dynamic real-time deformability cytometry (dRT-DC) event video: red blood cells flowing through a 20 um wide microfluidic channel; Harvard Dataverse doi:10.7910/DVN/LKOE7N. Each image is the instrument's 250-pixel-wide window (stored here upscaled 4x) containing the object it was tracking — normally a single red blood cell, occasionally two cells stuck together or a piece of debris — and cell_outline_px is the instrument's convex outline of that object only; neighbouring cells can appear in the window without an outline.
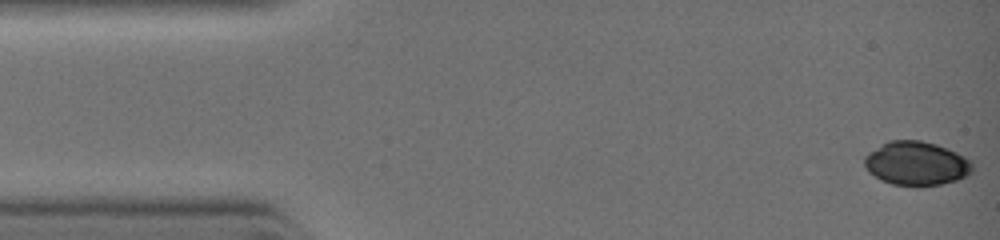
{"species": "common noctule bat (a hibernating species)", "species_latin": "Nyctalus noctula", "temperature_condition": "warm", "stored_images_in_passage": 13, "camera_frame_rate_fps": 3000, "um_per_image_px": 0.085, "animal": {"sex": "female", "body_mass_g": 19.0, "forearm_length_mm": 51.5}, "frame": {"image": 1, "passage_image": 1, "time_ms": 0.0, "image_size_px": [1000, 240], "cell_outline_px": [[972, 168], [964, 176], [956, 180], [940, 184], [892, 184], [880, 180], [864, 164], [864, 160], [872, 152], [888, 140], [920, 140], [936, 144], [956, 152], [968, 160], [972, 164]], "centroid_in_image_um": [77.89, 13.87], "position_along_channel_um": 7.1, "area_um2": 26.47}}
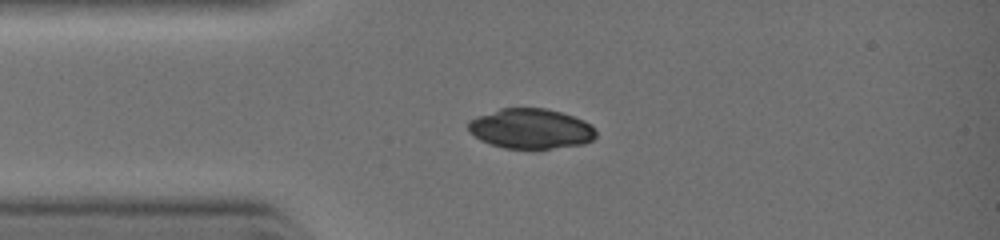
{"frame": {"image": 2, "passage_image": 8, "time_ms": 2.333, "image_size_px": [1000, 240], "cell_outline_px": [[596, 136], [592, 140], [584, 144], [548, 148], [504, 148], [480, 140], [468, 132], [468, 124], [472, 120], [480, 116], [500, 108], [548, 108], [584, 120], [596, 132]], "centroid_in_image_um": [45.11, 10.94], "position_along_channel_um": 39.9, "area_um2": 29.42}}
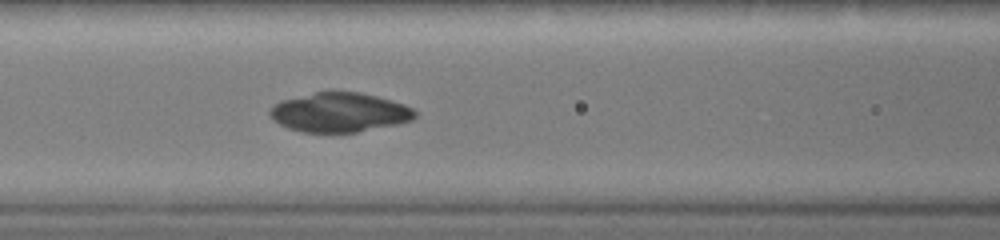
{"frame": {"image": 3, "passage_image": 13, "time_ms": 4.333, "image_size_px": [1000, 240], "cell_outline_px": [[416, 116], [412, 120], [396, 124], [356, 132], [300, 132], [288, 128], [280, 124], [268, 112], [280, 100], [332, 88], [360, 92], [376, 96], [404, 104], [412, 108], [416, 112]], "centroid_in_image_um": [28.85, 9.51], "position_along_channel_um": 137.7, "area_um2": 33.58}}